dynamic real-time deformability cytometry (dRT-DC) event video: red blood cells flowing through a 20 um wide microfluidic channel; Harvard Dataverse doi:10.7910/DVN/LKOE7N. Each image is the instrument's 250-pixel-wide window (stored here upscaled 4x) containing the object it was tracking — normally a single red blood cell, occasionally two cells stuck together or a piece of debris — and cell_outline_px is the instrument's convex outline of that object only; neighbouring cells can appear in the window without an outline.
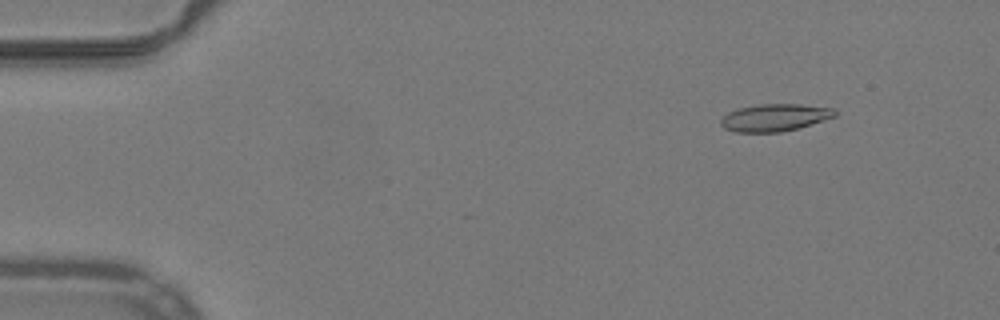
{"species": "common noctule bat (a hibernating species)", "species_latin": "Nyctalus noctula", "temperature_condition": "warm", "stored_images_in_passage": 52, "camera_frame_rate_fps": 3000, "um_per_image_px": 0.085, "animal": {"sex": "male", "body_mass_g": 19.2, "forearm_length_mm": 51.8}, "frame": {"image": 1, "passage_image": 6, "time_ms": 1.667, "image_size_px": [1000, 320], "cell_outline_px": [[836, 116], [796, 128], [780, 132], [736, 132], [724, 128], [720, 124], [720, 120], [728, 112], [736, 108], [760, 104], [800, 104], [836, 108]], "centroid_in_image_um": [65.83, 9.98], "position_along_channel_um": 19.2, "area_um2": 18.09}}
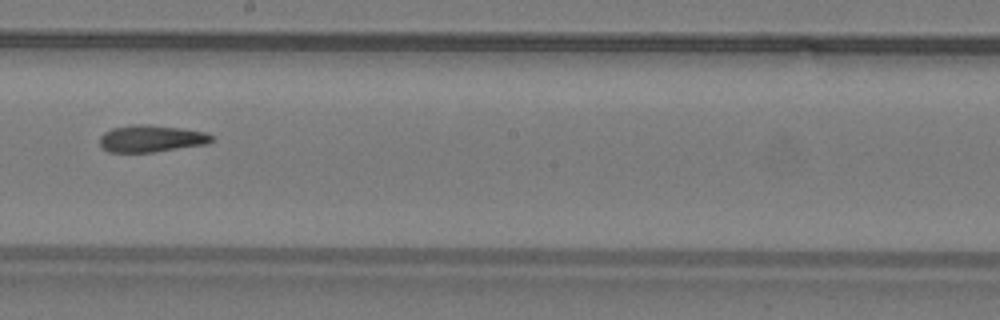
{"frame": {"image": 2, "passage_image": 30, "time_ms": 9.667, "image_size_px": [1000, 320], "cell_outline_px": [[212, 140], [208, 144], [152, 152], [108, 152], [100, 144], [100, 136], [104, 132], [112, 128], [132, 124], [148, 124], [180, 128], [204, 132], [212, 136]], "centroid_in_image_um": [12.83, 11.77], "position_along_channel_um": 235.4, "area_um2": 17.51}}
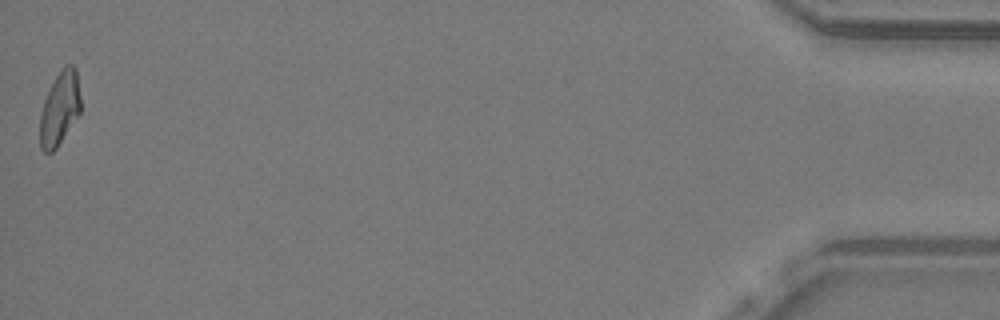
{"frame": {"image": 3, "passage_image": 52, "time_ms": 17.0, "image_size_px": [1000, 320], "cell_outline_px": [[80, 112], [56, 148], [52, 152], [44, 152], [40, 148], [40, 112], [44, 100], [60, 68], [64, 64], [72, 64], [76, 68], [80, 96]], "centroid_in_image_um": [5.07, 9.19], "position_along_channel_um": 430.1, "area_um2": 17.34}}